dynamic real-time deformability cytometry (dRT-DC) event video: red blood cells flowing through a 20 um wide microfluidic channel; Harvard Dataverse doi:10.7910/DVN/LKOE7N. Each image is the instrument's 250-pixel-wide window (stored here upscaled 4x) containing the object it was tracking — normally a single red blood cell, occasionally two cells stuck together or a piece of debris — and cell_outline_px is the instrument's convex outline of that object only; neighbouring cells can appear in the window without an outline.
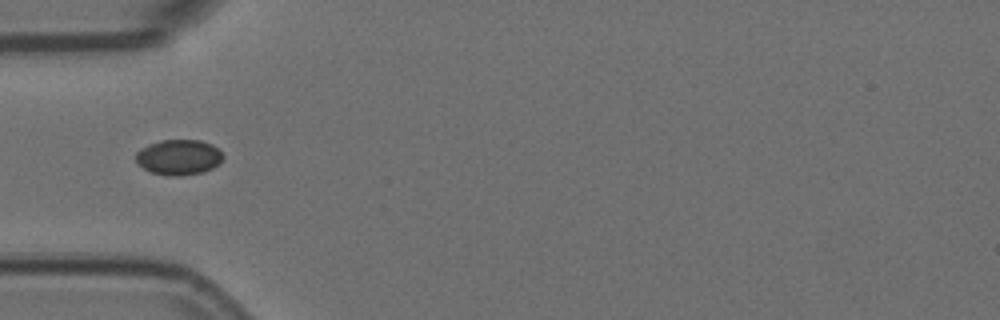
{"species": "Egyptian fruit bat (a non-hibernating species)", "species_latin": "Rousettus aegyptiacus", "temperature_condition": "room temperature", "stored_images_in_passage": 2, "camera_frame_rate_fps": 3000, "um_per_image_px": 0.085, "animal": {"sex": "female"}, "frame": {"image": 1, "passage_image": 1, "time_ms": 0.0, "image_size_px": [1000, 320], "cell_outline_px": [[224, 156], [220, 164], [212, 168], [200, 172], [176, 176], [168, 176], [152, 172], [136, 164], [136, 152], [140, 148], [148, 144], [160, 140], [200, 140], [212, 144], [220, 148]], "centroid_in_image_um": [15.2, 13.35], "position_along_channel_um": 69.8, "area_um2": 18.15}}
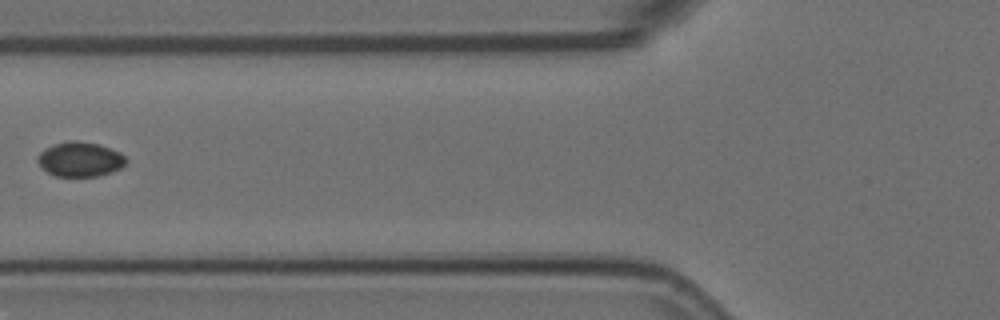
{"frame": {"image": 2, "passage_image": 2, "time_ms": 0.333, "image_size_px": [1000, 320], "cell_outline_px": [[128, 160], [120, 168], [112, 172], [96, 176], [56, 176], [48, 172], [36, 160], [40, 152], [56, 144], [68, 140], [76, 140], [96, 144], [120, 152]], "centroid_in_image_um": [6.82, 13.54], "position_along_channel_um": 119.0, "area_um2": 17.51}}